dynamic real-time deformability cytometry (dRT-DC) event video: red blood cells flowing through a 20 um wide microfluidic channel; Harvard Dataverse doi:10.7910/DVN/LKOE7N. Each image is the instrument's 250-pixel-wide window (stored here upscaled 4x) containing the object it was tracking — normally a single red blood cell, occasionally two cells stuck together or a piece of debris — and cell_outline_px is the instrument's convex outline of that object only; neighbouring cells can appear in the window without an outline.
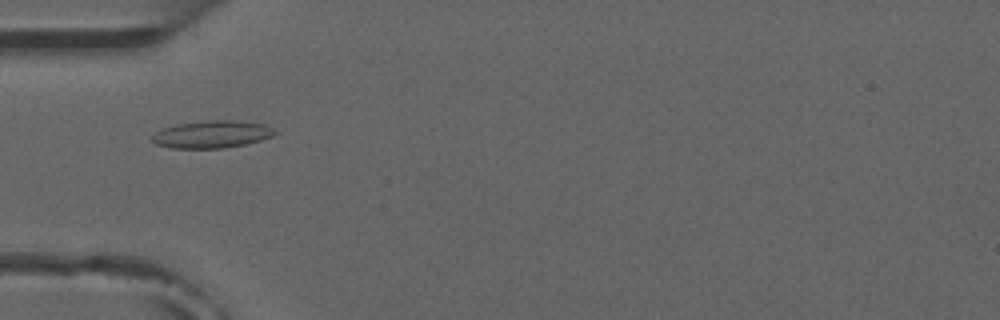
{"species": "common noctule bat (a hibernating species)", "species_latin": "Nyctalus noctula", "temperature_condition": "room temperature", "stored_images_in_passage": 7, "camera_frame_rate_fps": 3000, "um_per_image_px": 0.085, "animal": {"sex": "male", "forearm_length_mm": 52.5}, "frame": {"image": 1, "passage_image": 5, "time_ms": 5.333, "image_size_px": [1000, 320], "cell_outline_px": [[276, 132], [272, 136], [260, 140], [244, 144], [224, 148], [172, 148], [156, 144], [152, 140], [152, 136], [156, 132], [164, 128], [176, 124], [208, 120], [232, 120], [264, 124], [272, 128]], "centroid_in_image_um": [18.0, 11.41], "position_along_channel_um": 67.0, "area_um2": 19.36}}
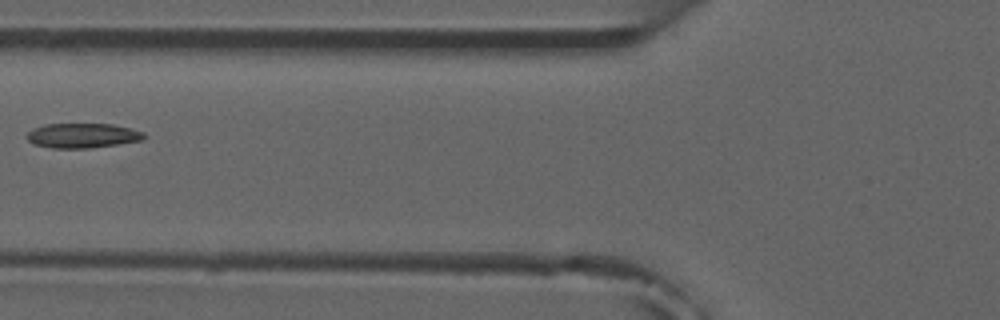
{"frame": {"image": 2, "passage_image": 6, "time_ms": 6.667, "image_size_px": [1000, 320], "cell_outline_px": [[144, 140], [92, 148], [52, 148], [32, 144], [28, 140], [28, 132], [32, 128], [44, 124], [112, 124], [144, 132]], "centroid_in_image_um": [6.99, 11.53], "position_along_channel_um": 118.8, "area_um2": 16.88}}
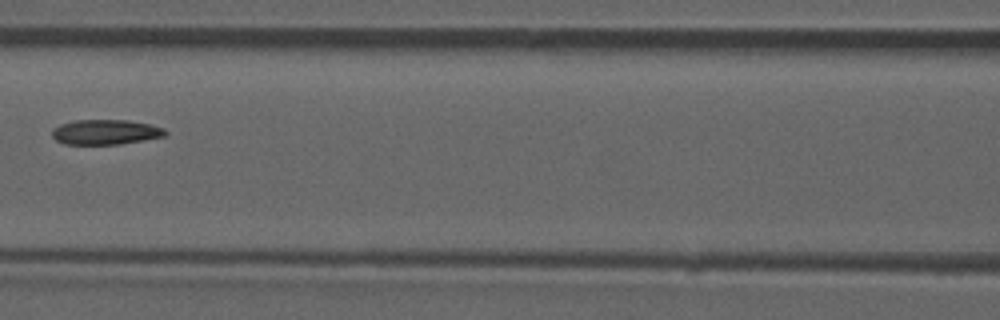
{"frame": {"image": 3, "passage_image": 7, "time_ms": 7.667, "image_size_px": [1000, 320], "cell_outline_px": [[168, 132], [164, 136], [144, 140], [120, 144], [64, 144], [56, 140], [52, 136], [52, 128], [60, 124], [76, 120], [128, 120], [148, 124], [164, 128]], "centroid_in_image_um": [8.95, 11.22], "position_along_channel_um": 157.6, "area_um2": 16.47}}